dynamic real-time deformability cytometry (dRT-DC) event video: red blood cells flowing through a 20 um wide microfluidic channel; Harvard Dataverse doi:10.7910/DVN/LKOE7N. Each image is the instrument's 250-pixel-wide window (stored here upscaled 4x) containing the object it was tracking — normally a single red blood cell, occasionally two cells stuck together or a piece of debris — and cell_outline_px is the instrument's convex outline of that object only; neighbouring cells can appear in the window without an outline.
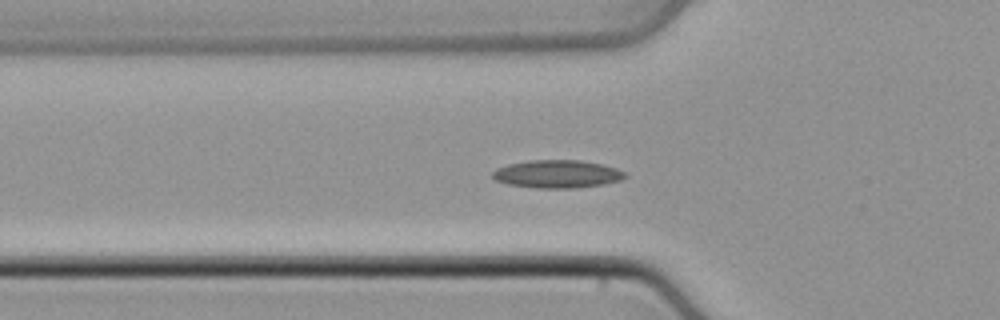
{"species": "common noctule bat (a hibernating species)", "species_latin": "Nyctalus noctula", "temperature_condition": "cold", "stored_images_in_passage": 43, "camera_frame_rate_fps": 3000, "um_per_image_px": 0.085, "animal": {"sex": "male", "body_mass_g": 21.5, "forearm_length_mm": 52.0}, "frame": {"image": 1, "passage_image": 17, "time_ms": 5.333, "image_size_px": [1000, 320], "cell_outline_px": [[628, 176], [620, 180], [604, 184], [576, 188], [536, 188], [508, 184], [496, 180], [492, 176], [492, 172], [496, 168], [508, 164], [532, 160], [580, 160], [600, 164], [616, 168], [624, 172]], "centroid_in_image_um": [47.36, 14.79], "position_along_channel_um": 78.4, "area_um2": 21.5}}
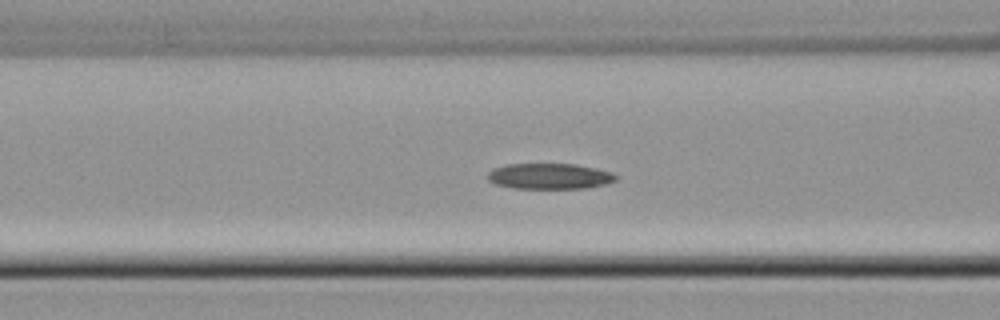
{"frame": {"image": 2, "passage_image": 20, "time_ms": 6.333, "image_size_px": [1000, 320], "cell_outline_px": [[616, 180], [604, 184], [588, 188], [516, 188], [496, 184], [488, 180], [488, 172], [492, 168], [508, 164], [576, 164], [596, 168], [612, 172], [616, 176]], "centroid_in_image_um": [46.71, 14.97], "position_along_channel_um": 119.9, "area_um2": 19.13}}
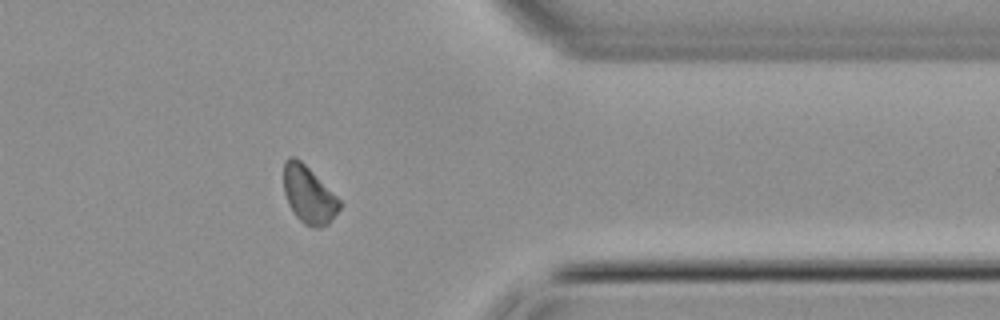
{"frame": {"image": 3, "passage_image": 40, "time_ms": 13.0, "image_size_px": [1000, 320], "cell_outline_px": [[344, 204], [332, 220], [328, 224], [320, 228], [312, 228], [304, 224], [296, 216], [288, 204], [284, 192], [284, 160], [288, 156], [292, 156], [300, 160]], "centroid_in_image_um": [26.25, 16.59], "position_along_channel_um": 385.2, "area_um2": 18.61}}